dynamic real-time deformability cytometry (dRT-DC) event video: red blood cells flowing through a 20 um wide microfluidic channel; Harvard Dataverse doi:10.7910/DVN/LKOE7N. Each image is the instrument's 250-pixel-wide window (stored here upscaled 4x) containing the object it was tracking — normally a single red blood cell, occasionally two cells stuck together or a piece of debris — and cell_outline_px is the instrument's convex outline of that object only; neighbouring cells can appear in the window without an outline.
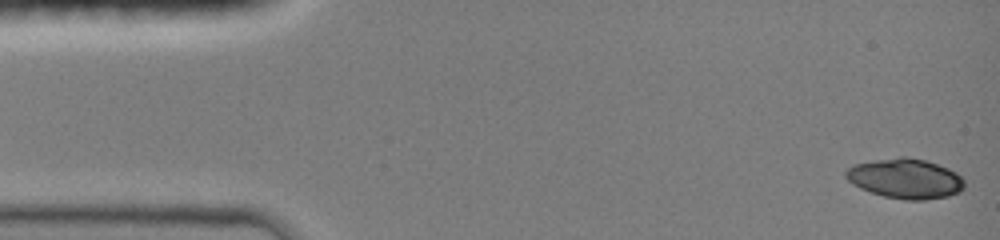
{"species": "common noctule bat (a hibernating species)", "species_latin": "Nyctalus noctula", "temperature_condition": "room temperature", "stored_images_in_passage": 7, "camera_frame_rate_fps": 3000, "um_per_image_px": 0.085, "animal": {"sex": "female", "body_mass_g": 19.0, "forearm_length_mm": 51.5}, "frame": {"image": 1, "passage_image": 1, "time_ms": 0.0, "image_size_px": [1000, 240], "cell_outline_px": [[964, 188], [960, 192], [948, 196], [924, 200], [904, 200], [884, 196], [860, 188], [852, 184], [844, 176], [844, 172], [848, 168], [856, 164], [876, 160], [900, 156], [904, 156], [924, 160], [948, 168], [956, 172], [964, 180]], "centroid_in_image_um": [76.96, 15.18], "position_along_channel_um": 8.0, "area_um2": 27.51}}
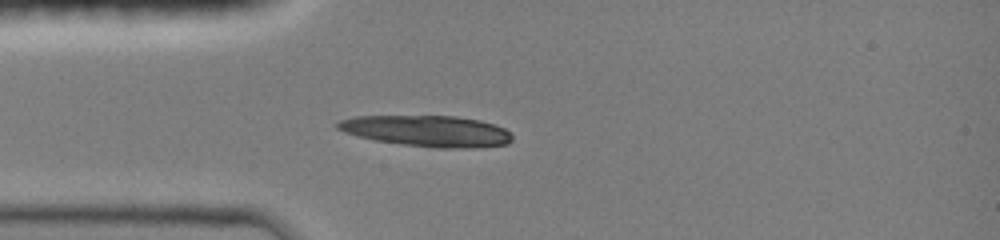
{"frame": {"image": 2, "passage_image": 5, "time_ms": 3.667, "image_size_px": [1000, 240], "cell_outline_px": [[512, 140], [508, 144], [476, 148], [436, 148], [404, 144], [376, 140], [356, 136], [344, 132], [336, 128], [336, 124], [340, 120], [356, 116], [456, 116], [480, 120], [504, 128], [512, 136]], "centroid_in_image_um": [36.32, 11.14], "position_along_channel_um": 48.7, "area_um2": 31.62}}
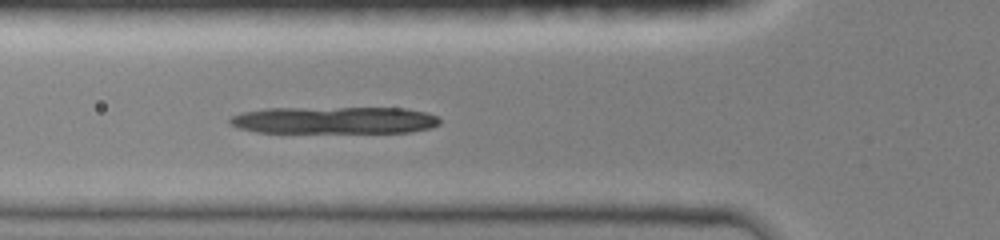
{"frame": {"image": 3, "passage_image": 7, "time_ms": 5.0, "image_size_px": [1000, 240], "cell_outline_px": [[440, 124], [428, 128], [412, 132], [256, 132], [240, 128], [228, 124], [228, 116], [240, 112], [268, 108], [404, 108], [424, 112], [436, 116], [440, 120]], "centroid_in_image_um": [28.34, 10.21], "position_along_channel_um": 97.5, "area_um2": 33.23}}